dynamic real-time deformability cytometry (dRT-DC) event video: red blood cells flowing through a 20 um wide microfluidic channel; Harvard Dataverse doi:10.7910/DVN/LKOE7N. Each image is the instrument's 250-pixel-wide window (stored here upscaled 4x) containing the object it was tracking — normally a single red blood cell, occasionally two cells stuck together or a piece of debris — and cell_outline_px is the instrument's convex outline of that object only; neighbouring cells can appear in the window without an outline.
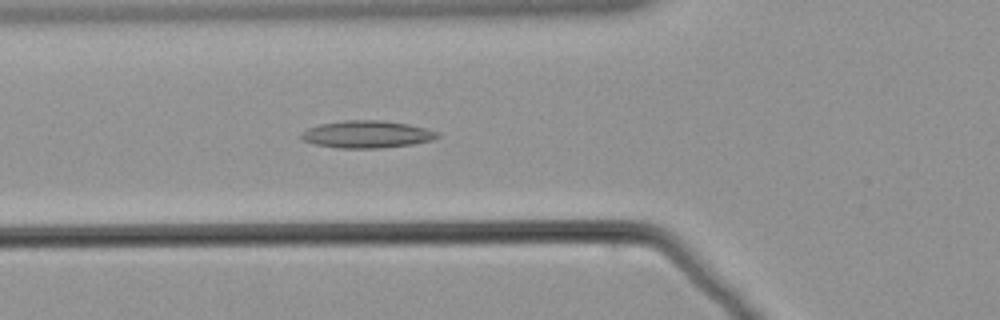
{"species": "common noctule bat (a hibernating species)", "species_latin": "Nyctalus noctula", "temperature_condition": "warm", "stored_images_in_passage": 56, "camera_frame_rate_fps": 3000, "um_per_image_px": 0.085, "animal": {"sex": "male", "body_mass_g": 21.5, "forearm_length_mm": 52.0}, "frame": {"image": 1, "passage_image": 17, "time_ms": 5.333, "image_size_px": [1000, 320], "cell_outline_px": [[440, 136], [432, 140], [412, 144], [380, 148], [336, 148], [312, 144], [300, 140], [300, 136], [308, 128], [320, 124], [344, 120], [380, 120], [408, 124], [424, 128], [436, 132]], "centroid_in_image_um": [31.13, 11.42], "position_along_channel_um": 94.7, "area_um2": 21.62}}
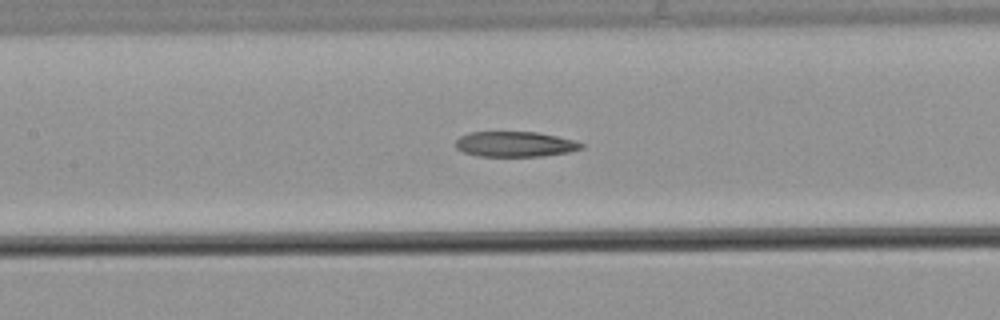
{"frame": {"image": 2, "passage_image": 23, "time_ms": 7.333, "image_size_px": [1000, 320], "cell_outline_px": [[584, 148], [568, 152], [544, 156], [480, 156], [464, 152], [456, 148], [456, 140], [460, 136], [468, 132], [536, 132], [576, 140], [584, 144]], "centroid_in_image_um": [43.8, 12.25], "position_along_channel_um": 163.6, "area_um2": 18.55}}
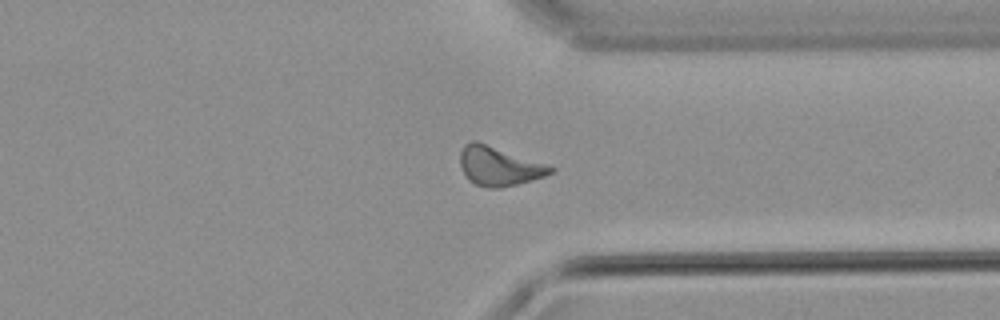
{"frame": {"image": 3, "passage_image": 41, "time_ms": 13.333, "image_size_px": [1000, 320], "cell_outline_px": [[556, 168], [552, 172], [544, 176], [516, 184], [500, 188], [488, 188], [476, 184], [468, 180], [460, 164], [460, 152], [464, 144], [472, 140], [476, 140]], "centroid_in_image_um": [42.36, 14.12], "position_along_channel_um": 369.0, "area_um2": 20.23}}